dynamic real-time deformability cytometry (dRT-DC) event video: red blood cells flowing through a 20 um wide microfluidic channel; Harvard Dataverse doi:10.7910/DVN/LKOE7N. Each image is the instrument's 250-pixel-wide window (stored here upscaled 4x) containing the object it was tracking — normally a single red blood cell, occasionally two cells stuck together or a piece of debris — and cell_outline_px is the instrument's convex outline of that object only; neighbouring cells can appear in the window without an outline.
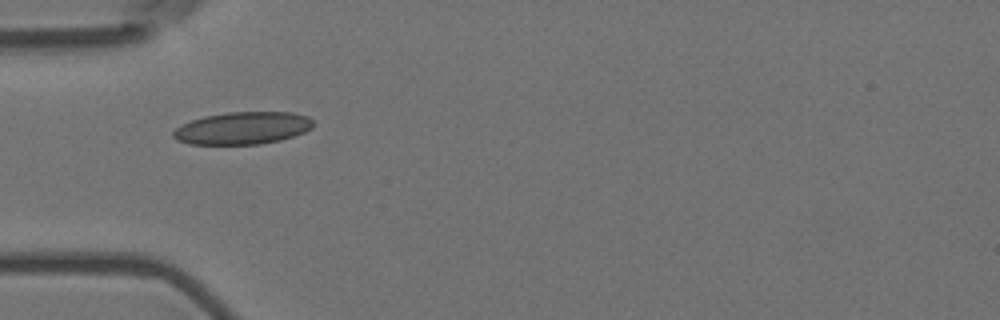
{"species": "Egyptian fruit bat (a non-hibernating species)", "species_latin": "Rousettus aegyptiacus", "temperature_condition": "room temperature", "stored_images_in_passage": 6, "camera_frame_rate_fps": 3000, "um_per_image_px": 0.085, "animal": {"sex": "female"}, "frame": {"image": 1, "passage_image": 5, "time_ms": 1.333, "image_size_px": [1000, 320], "cell_outline_px": [[312, 128], [304, 132], [280, 140], [260, 144], [188, 144], [176, 140], [172, 136], [172, 132], [180, 124], [204, 116], [228, 112], [292, 112], [308, 116], [312, 120]], "centroid_in_image_um": [20.59, 10.89], "position_along_channel_um": 64.4, "area_um2": 26.47}}
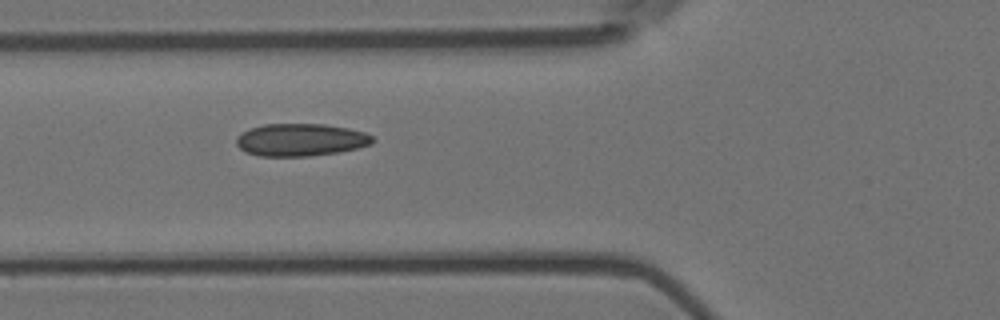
{"frame": {"image": 2, "passage_image": 6, "time_ms": 1.667, "image_size_px": [1000, 320], "cell_outline_px": [[376, 140], [372, 144], [340, 152], [308, 156], [260, 156], [244, 152], [236, 144], [236, 136], [252, 128], [264, 124], [324, 124], [348, 128], [364, 132], [372, 136]], "centroid_in_image_um": [25.57, 11.89], "position_along_channel_um": 100.2, "area_um2": 25.84}}